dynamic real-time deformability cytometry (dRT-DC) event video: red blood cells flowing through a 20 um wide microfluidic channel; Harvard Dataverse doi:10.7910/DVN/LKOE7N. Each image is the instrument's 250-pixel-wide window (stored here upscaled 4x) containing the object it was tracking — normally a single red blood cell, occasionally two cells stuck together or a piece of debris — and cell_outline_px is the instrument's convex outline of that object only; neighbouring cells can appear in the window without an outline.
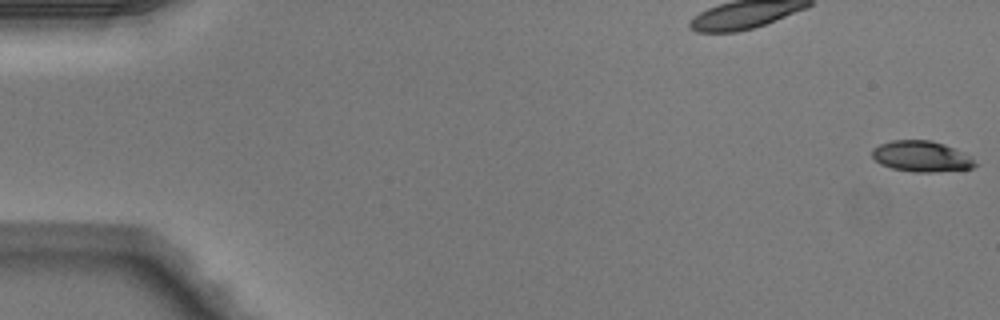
{"species": "Egyptian fruit bat (a non-hibernating species)", "species_latin": "Rousettus aegyptiacus", "temperature_condition": "warm", "stored_images_in_passage": 50, "camera_frame_rate_fps": 3000, "um_per_image_px": 0.085, "animal": {"sex": "male"}, "frame": {"image": 1, "passage_image": 1, "time_ms": 0.0, "image_size_px": [1000, 320], "cell_outline_px": [[980, 164], [972, 168], [932, 172], [912, 172], [892, 168], [880, 164], [872, 156], [872, 148], [880, 144], [892, 140], [932, 140], [956, 148]], "centroid_in_image_um": [78.32, 13.29], "position_along_channel_um": 6.7, "area_um2": 18.55}}
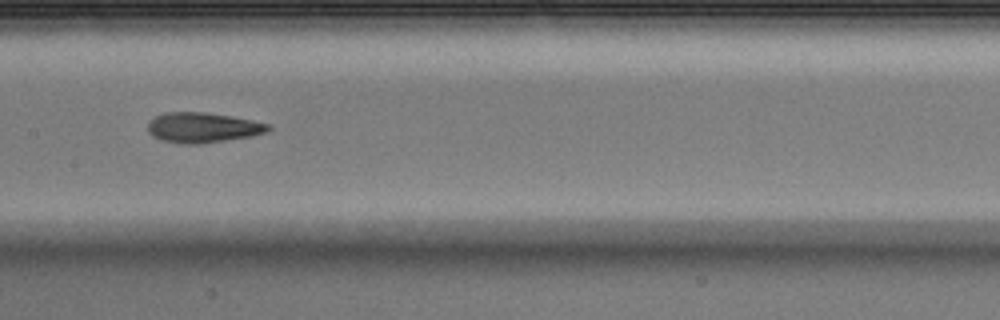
{"frame": {"image": 2, "passage_image": 26, "time_ms": 8.333, "image_size_px": [1000, 320], "cell_outline_px": [[272, 128], [264, 132], [252, 136], [204, 144], [180, 144], [160, 140], [152, 136], [148, 132], [148, 120], [164, 112], [204, 112], [252, 120], [272, 124]], "centroid_in_image_um": [17.2, 10.85], "position_along_channel_um": 190.2, "area_um2": 21.39}}
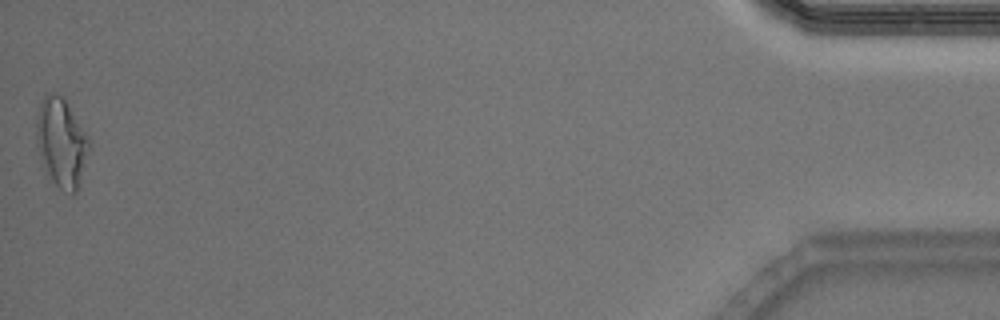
{"frame": {"image": 3, "passage_image": 50, "time_ms": 16.333, "image_size_px": [1000, 320], "cell_outline_px": [[92, 148], [76, 192], [72, 196], [64, 192], [44, 172], [36, 140], [36, 116], [40, 104], [44, 96], [48, 92], [52, 92], [64, 96], [88, 136], [92, 144]], "centroid_in_image_um": [5.24, 12.12], "position_along_channel_um": 430.0, "area_um2": 28.03}, "authors_computed_cell_mechanics": {"area_um2": 20.7791, "velocity_mm_per_s": 4.1319, "shape_relaxation_time_tau1_ms": 5.565, "shape_relaxation_time_tau2_ms": 2.331, "deformation_change_tau1": 0.2173, "deformation_change_tau2": 0.1146}}